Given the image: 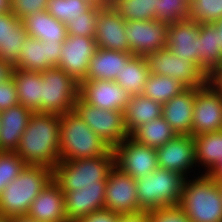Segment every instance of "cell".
<instances>
[{"label": "cell", "mask_w": 222, "mask_h": 222, "mask_svg": "<svg viewBox=\"0 0 222 222\" xmlns=\"http://www.w3.org/2000/svg\"><path fill=\"white\" fill-rule=\"evenodd\" d=\"M59 133V115L33 113L15 152L27 165L44 166L54 170L61 161Z\"/></svg>", "instance_id": "1"}, {"label": "cell", "mask_w": 222, "mask_h": 222, "mask_svg": "<svg viewBox=\"0 0 222 222\" xmlns=\"http://www.w3.org/2000/svg\"><path fill=\"white\" fill-rule=\"evenodd\" d=\"M185 179L178 207L190 222H222V195L217 178L201 174Z\"/></svg>", "instance_id": "2"}, {"label": "cell", "mask_w": 222, "mask_h": 222, "mask_svg": "<svg viewBox=\"0 0 222 222\" xmlns=\"http://www.w3.org/2000/svg\"><path fill=\"white\" fill-rule=\"evenodd\" d=\"M53 179V169L26 165L0 194V214L12 219L27 215L31 203Z\"/></svg>", "instance_id": "3"}, {"label": "cell", "mask_w": 222, "mask_h": 222, "mask_svg": "<svg viewBox=\"0 0 222 222\" xmlns=\"http://www.w3.org/2000/svg\"><path fill=\"white\" fill-rule=\"evenodd\" d=\"M60 160L105 155L111 148L73 110L60 115Z\"/></svg>", "instance_id": "4"}, {"label": "cell", "mask_w": 222, "mask_h": 222, "mask_svg": "<svg viewBox=\"0 0 222 222\" xmlns=\"http://www.w3.org/2000/svg\"><path fill=\"white\" fill-rule=\"evenodd\" d=\"M114 166L115 155L111 148L103 156L61 160L53 170V179L62 191H74L85 186L106 184Z\"/></svg>", "instance_id": "5"}, {"label": "cell", "mask_w": 222, "mask_h": 222, "mask_svg": "<svg viewBox=\"0 0 222 222\" xmlns=\"http://www.w3.org/2000/svg\"><path fill=\"white\" fill-rule=\"evenodd\" d=\"M185 177L158 167L145 177L135 179L139 206L145 211L178 206Z\"/></svg>", "instance_id": "6"}, {"label": "cell", "mask_w": 222, "mask_h": 222, "mask_svg": "<svg viewBox=\"0 0 222 222\" xmlns=\"http://www.w3.org/2000/svg\"><path fill=\"white\" fill-rule=\"evenodd\" d=\"M40 111L38 113L62 115L74 110L79 96V83L58 67L41 72Z\"/></svg>", "instance_id": "7"}, {"label": "cell", "mask_w": 222, "mask_h": 222, "mask_svg": "<svg viewBox=\"0 0 222 222\" xmlns=\"http://www.w3.org/2000/svg\"><path fill=\"white\" fill-rule=\"evenodd\" d=\"M74 111L112 149L129 137L124 112L100 109L86 103L80 96L75 100Z\"/></svg>", "instance_id": "8"}, {"label": "cell", "mask_w": 222, "mask_h": 222, "mask_svg": "<svg viewBox=\"0 0 222 222\" xmlns=\"http://www.w3.org/2000/svg\"><path fill=\"white\" fill-rule=\"evenodd\" d=\"M146 61L151 74L172 77L186 88L199 89L208 82V76L194 62L174 55L168 48L148 54Z\"/></svg>", "instance_id": "9"}, {"label": "cell", "mask_w": 222, "mask_h": 222, "mask_svg": "<svg viewBox=\"0 0 222 222\" xmlns=\"http://www.w3.org/2000/svg\"><path fill=\"white\" fill-rule=\"evenodd\" d=\"M104 208L120 216L145 212L139 206L135 179L116 166L112 168L106 180Z\"/></svg>", "instance_id": "10"}, {"label": "cell", "mask_w": 222, "mask_h": 222, "mask_svg": "<svg viewBox=\"0 0 222 222\" xmlns=\"http://www.w3.org/2000/svg\"><path fill=\"white\" fill-rule=\"evenodd\" d=\"M168 27L169 24L156 19L126 22L124 32L130 53L146 57L148 54L167 48Z\"/></svg>", "instance_id": "11"}, {"label": "cell", "mask_w": 222, "mask_h": 222, "mask_svg": "<svg viewBox=\"0 0 222 222\" xmlns=\"http://www.w3.org/2000/svg\"><path fill=\"white\" fill-rule=\"evenodd\" d=\"M222 130V94L209 82L195 89L192 136Z\"/></svg>", "instance_id": "12"}, {"label": "cell", "mask_w": 222, "mask_h": 222, "mask_svg": "<svg viewBox=\"0 0 222 222\" xmlns=\"http://www.w3.org/2000/svg\"><path fill=\"white\" fill-rule=\"evenodd\" d=\"M113 151L115 166L133 179L145 177L158 168L156 149L141 145L130 136Z\"/></svg>", "instance_id": "13"}, {"label": "cell", "mask_w": 222, "mask_h": 222, "mask_svg": "<svg viewBox=\"0 0 222 222\" xmlns=\"http://www.w3.org/2000/svg\"><path fill=\"white\" fill-rule=\"evenodd\" d=\"M97 49L93 37L68 35L62 43L57 67L80 84L87 76L90 59Z\"/></svg>", "instance_id": "14"}, {"label": "cell", "mask_w": 222, "mask_h": 222, "mask_svg": "<svg viewBox=\"0 0 222 222\" xmlns=\"http://www.w3.org/2000/svg\"><path fill=\"white\" fill-rule=\"evenodd\" d=\"M64 41L51 42L27 36L13 68L31 72H42L57 67Z\"/></svg>", "instance_id": "15"}, {"label": "cell", "mask_w": 222, "mask_h": 222, "mask_svg": "<svg viewBox=\"0 0 222 222\" xmlns=\"http://www.w3.org/2000/svg\"><path fill=\"white\" fill-rule=\"evenodd\" d=\"M79 96L100 109L124 112L131 95L115 81L83 80L79 84Z\"/></svg>", "instance_id": "16"}, {"label": "cell", "mask_w": 222, "mask_h": 222, "mask_svg": "<svg viewBox=\"0 0 222 222\" xmlns=\"http://www.w3.org/2000/svg\"><path fill=\"white\" fill-rule=\"evenodd\" d=\"M156 154L158 167L177 172L185 178H188L187 174L191 173L189 171L192 167L196 166L195 144L191 135H177L156 148Z\"/></svg>", "instance_id": "17"}, {"label": "cell", "mask_w": 222, "mask_h": 222, "mask_svg": "<svg viewBox=\"0 0 222 222\" xmlns=\"http://www.w3.org/2000/svg\"><path fill=\"white\" fill-rule=\"evenodd\" d=\"M126 21L111 5L98 6L95 27V41L98 48L130 52L128 39L124 32Z\"/></svg>", "instance_id": "18"}, {"label": "cell", "mask_w": 222, "mask_h": 222, "mask_svg": "<svg viewBox=\"0 0 222 222\" xmlns=\"http://www.w3.org/2000/svg\"><path fill=\"white\" fill-rule=\"evenodd\" d=\"M105 190L106 184H97L74 191H63L68 222H76L79 218L104 209Z\"/></svg>", "instance_id": "19"}, {"label": "cell", "mask_w": 222, "mask_h": 222, "mask_svg": "<svg viewBox=\"0 0 222 222\" xmlns=\"http://www.w3.org/2000/svg\"><path fill=\"white\" fill-rule=\"evenodd\" d=\"M200 23L191 19L169 24L167 48L176 56L198 66Z\"/></svg>", "instance_id": "20"}, {"label": "cell", "mask_w": 222, "mask_h": 222, "mask_svg": "<svg viewBox=\"0 0 222 222\" xmlns=\"http://www.w3.org/2000/svg\"><path fill=\"white\" fill-rule=\"evenodd\" d=\"M27 216L40 222H68L64 192L52 179L31 203Z\"/></svg>", "instance_id": "21"}, {"label": "cell", "mask_w": 222, "mask_h": 222, "mask_svg": "<svg viewBox=\"0 0 222 222\" xmlns=\"http://www.w3.org/2000/svg\"><path fill=\"white\" fill-rule=\"evenodd\" d=\"M195 88H187L179 95L162 104V117L177 135L192 136Z\"/></svg>", "instance_id": "22"}, {"label": "cell", "mask_w": 222, "mask_h": 222, "mask_svg": "<svg viewBox=\"0 0 222 222\" xmlns=\"http://www.w3.org/2000/svg\"><path fill=\"white\" fill-rule=\"evenodd\" d=\"M32 114L31 110L20 104L0 112V151H16Z\"/></svg>", "instance_id": "23"}, {"label": "cell", "mask_w": 222, "mask_h": 222, "mask_svg": "<svg viewBox=\"0 0 222 222\" xmlns=\"http://www.w3.org/2000/svg\"><path fill=\"white\" fill-rule=\"evenodd\" d=\"M133 56L134 55L130 52L98 48L90 59L85 80L114 81L121 72L123 66H125Z\"/></svg>", "instance_id": "24"}, {"label": "cell", "mask_w": 222, "mask_h": 222, "mask_svg": "<svg viewBox=\"0 0 222 222\" xmlns=\"http://www.w3.org/2000/svg\"><path fill=\"white\" fill-rule=\"evenodd\" d=\"M198 46V67L209 76L222 64V49L219 46L218 28L214 23H200Z\"/></svg>", "instance_id": "25"}, {"label": "cell", "mask_w": 222, "mask_h": 222, "mask_svg": "<svg viewBox=\"0 0 222 222\" xmlns=\"http://www.w3.org/2000/svg\"><path fill=\"white\" fill-rule=\"evenodd\" d=\"M22 21L27 34L41 41H65L68 36L66 25L46 10L30 14Z\"/></svg>", "instance_id": "26"}, {"label": "cell", "mask_w": 222, "mask_h": 222, "mask_svg": "<svg viewBox=\"0 0 222 222\" xmlns=\"http://www.w3.org/2000/svg\"><path fill=\"white\" fill-rule=\"evenodd\" d=\"M162 116V104L143 94L130 96L124 110V123L129 136L141 125Z\"/></svg>", "instance_id": "27"}, {"label": "cell", "mask_w": 222, "mask_h": 222, "mask_svg": "<svg viewBox=\"0 0 222 222\" xmlns=\"http://www.w3.org/2000/svg\"><path fill=\"white\" fill-rule=\"evenodd\" d=\"M11 77L15 82L19 104L28 108L33 113L39 112L41 85H44L41 72L13 68Z\"/></svg>", "instance_id": "28"}, {"label": "cell", "mask_w": 222, "mask_h": 222, "mask_svg": "<svg viewBox=\"0 0 222 222\" xmlns=\"http://www.w3.org/2000/svg\"><path fill=\"white\" fill-rule=\"evenodd\" d=\"M150 75L146 57L134 55L123 66L121 72L114 80L131 96L143 93L147 78Z\"/></svg>", "instance_id": "29"}, {"label": "cell", "mask_w": 222, "mask_h": 222, "mask_svg": "<svg viewBox=\"0 0 222 222\" xmlns=\"http://www.w3.org/2000/svg\"><path fill=\"white\" fill-rule=\"evenodd\" d=\"M196 166L202 164L209 173L222 159V130L193 136Z\"/></svg>", "instance_id": "30"}, {"label": "cell", "mask_w": 222, "mask_h": 222, "mask_svg": "<svg viewBox=\"0 0 222 222\" xmlns=\"http://www.w3.org/2000/svg\"><path fill=\"white\" fill-rule=\"evenodd\" d=\"M177 136L169 123L161 116L138 127L130 137L141 145L158 148Z\"/></svg>", "instance_id": "31"}, {"label": "cell", "mask_w": 222, "mask_h": 222, "mask_svg": "<svg viewBox=\"0 0 222 222\" xmlns=\"http://www.w3.org/2000/svg\"><path fill=\"white\" fill-rule=\"evenodd\" d=\"M185 89H187L185 85L177 79L150 73L142 94L160 104H164Z\"/></svg>", "instance_id": "32"}, {"label": "cell", "mask_w": 222, "mask_h": 222, "mask_svg": "<svg viewBox=\"0 0 222 222\" xmlns=\"http://www.w3.org/2000/svg\"><path fill=\"white\" fill-rule=\"evenodd\" d=\"M110 5L126 22L155 19L158 0H110Z\"/></svg>", "instance_id": "33"}, {"label": "cell", "mask_w": 222, "mask_h": 222, "mask_svg": "<svg viewBox=\"0 0 222 222\" xmlns=\"http://www.w3.org/2000/svg\"><path fill=\"white\" fill-rule=\"evenodd\" d=\"M92 5L87 0H48L46 11L60 22L66 24L87 11Z\"/></svg>", "instance_id": "34"}, {"label": "cell", "mask_w": 222, "mask_h": 222, "mask_svg": "<svg viewBox=\"0 0 222 222\" xmlns=\"http://www.w3.org/2000/svg\"><path fill=\"white\" fill-rule=\"evenodd\" d=\"M189 0H158L155 19L167 24L177 23L190 18Z\"/></svg>", "instance_id": "35"}, {"label": "cell", "mask_w": 222, "mask_h": 222, "mask_svg": "<svg viewBox=\"0 0 222 222\" xmlns=\"http://www.w3.org/2000/svg\"><path fill=\"white\" fill-rule=\"evenodd\" d=\"M190 18L198 23H214L222 17V0H191Z\"/></svg>", "instance_id": "36"}, {"label": "cell", "mask_w": 222, "mask_h": 222, "mask_svg": "<svg viewBox=\"0 0 222 222\" xmlns=\"http://www.w3.org/2000/svg\"><path fill=\"white\" fill-rule=\"evenodd\" d=\"M97 15L98 6L92 5L87 11L65 24L67 34L94 38Z\"/></svg>", "instance_id": "37"}, {"label": "cell", "mask_w": 222, "mask_h": 222, "mask_svg": "<svg viewBox=\"0 0 222 222\" xmlns=\"http://www.w3.org/2000/svg\"><path fill=\"white\" fill-rule=\"evenodd\" d=\"M26 165L16 152L0 151V194Z\"/></svg>", "instance_id": "38"}, {"label": "cell", "mask_w": 222, "mask_h": 222, "mask_svg": "<svg viewBox=\"0 0 222 222\" xmlns=\"http://www.w3.org/2000/svg\"><path fill=\"white\" fill-rule=\"evenodd\" d=\"M27 36L23 21L12 12L0 14V43L9 38H26Z\"/></svg>", "instance_id": "39"}, {"label": "cell", "mask_w": 222, "mask_h": 222, "mask_svg": "<svg viewBox=\"0 0 222 222\" xmlns=\"http://www.w3.org/2000/svg\"><path fill=\"white\" fill-rule=\"evenodd\" d=\"M150 222H190L178 207H165L148 211Z\"/></svg>", "instance_id": "40"}, {"label": "cell", "mask_w": 222, "mask_h": 222, "mask_svg": "<svg viewBox=\"0 0 222 222\" xmlns=\"http://www.w3.org/2000/svg\"><path fill=\"white\" fill-rule=\"evenodd\" d=\"M48 0H12V13L21 21L30 14L46 10Z\"/></svg>", "instance_id": "41"}, {"label": "cell", "mask_w": 222, "mask_h": 222, "mask_svg": "<svg viewBox=\"0 0 222 222\" xmlns=\"http://www.w3.org/2000/svg\"><path fill=\"white\" fill-rule=\"evenodd\" d=\"M26 38H9L0 43V59L10 64L12 67L18 61V55L24 45Z\"/></svg>", "instance_id": "42"}, {"label": "cell", "mask_w": 222, "mask_h": 222, "mask_svg": "<svg viewBox=\"0 0 222 222\" xmlns=\"http://www.w3.org/2000/svg\"><path fill=\"white\" fill-rule=\"evenodd\" d=\"M19 104L13 78L0 83V112Z\"/></svg>", "instance_id": "43"}, {"label": "cell", "mask_w": 222, "mask_h": 222, "mask_svg": "<svg viewBox=\"0 0 222 222\" xmlns=\"http://www.w3.org/2000/svg\"><path fill=\"white\" fill-rule=\"evenodd\" d=\"M120 215L108 209H101L79 218L76 222H118Z\"/></svg>", "instance_id": "44"}, {"label": "cell", "mask_w": 222, "mask_h": 222, "mask_svg": "<svg viewBox=\"0 0 222 222\" xmlns=\"http://www.w3.org/2000/svg\"><path fill=\"white\" fill-rule=\"evenodd\" d=\"M208 82L222 94V64L208 76Z\"/></svg>", "instance_id": "45"}, {"label": "cell", "mask_w": 222, "mask_h": 222, "mask_svg": "<svg viewBox=\"0 0 222 222\" xmlns=\"http://www.w3.org/2000/svg\"><path fill=\"white\" fill-rule=\"evenodd\" d=\"M118 222H150V220L148 212H141L135 215L120 216Z\"/></svg>", "instance_id": "46"}, {"label": "cell", "mask_w": 222, "mask_h": 222, "mask_svg": "<svg viewBox=\"0 0 222 222\" xmlns=\"http://www.w3.org/2000/svg\"><path fill=\"white\" fill-rule=\"evenodd\" d=\"M13 67L7 62L0 59V83L11 78Z\"/></svg>", "instance_id": "47"}, {"label": "cell", "mask_w": 222, "mask_h": 222, "mask_svg": "<svg viewBox=\"0 0 222 222\" xmlns=\"http://www.w3.org/2000/svg\"><path fill=\"white\" fill-rule=\"evenodd\" d=\"M12 12V0H0V14Z\"/></svg>", "instance_id": "48"}, {"label": "cell", "mask_w": 222, "mask_h": 222, "mask_svg": "<svg viewBox=\"0 0 222 222\" xmlns=\"http://www.w3.org/2000/svg\"><path fill=\"white\" fill-rule=\"evenodd\" d=\"M208 174L222 180V159Z\"/></svg>", "instance_id": "49"}, {"label": "cell", "mask_w": 222, "mask_h": 222, "mask_svg": "<svg viewBox=\"0 0 222 222\" xmlns=\"http://www.w3.org/2000/svg\"><path fill=\"white\" fill-rule=\"evenodd\" d=\"M10 222H40V221L30 218L27 215H24L10 219Z\"/></svg>", "instance_id": "50"}, {"label": "cell", "mask_w": 222, "mask_h": 222, "mask_svg": "<svg viewBox=\"0 0 222 222\" xmlns=\"http://www.w3.org/2000/svg\"><path fill=\"white\" fill-rule=\"evenodd\" d=\"M215 26L218 28V39H219V46L222 49V17L214 22Z\"/></svg>", "instance_id": "51"}, {"label": "cell", "mask_w": 222, "mask_h": 222, "mask_svg": "<svg viewBox=\"0 0 222 222\" xmlns=\"http://www.w3.org/2000/svg\"><path fill=\"white\" fill-rule=\"evenodd\" d=\"M87 1H89L95 6H100V7L110 5V0H87Z\"/></svg>", "instance_id": "52"}, {"label": "cell", "mask_w": 222, "mask_h": 222, "mask_svg": "<svg viewBox=\"0 0 222 222\" xmlns=\"http://www.w3.org/2000/svg\"><path fill=\"white\" fill-rule=\"evenodd\" d=\"M0 222H10V219L6 218L0 214Z\"/></svg>", "instance_id": "53"}, {"label": "cell", "mask_w": 222, "mask_h": 222, "mask_svg": "<svg viewBox=\"0 0 222 222\" xmlns=\"http://www.w3.org/2000/svg\"><path fill=\"white\" fill-rule=\"evenodd\" d=\"M218 187L220 189L221 195H222V180L217 178Z\"/></svg>", "instance_id": "54"}]
</instances>
